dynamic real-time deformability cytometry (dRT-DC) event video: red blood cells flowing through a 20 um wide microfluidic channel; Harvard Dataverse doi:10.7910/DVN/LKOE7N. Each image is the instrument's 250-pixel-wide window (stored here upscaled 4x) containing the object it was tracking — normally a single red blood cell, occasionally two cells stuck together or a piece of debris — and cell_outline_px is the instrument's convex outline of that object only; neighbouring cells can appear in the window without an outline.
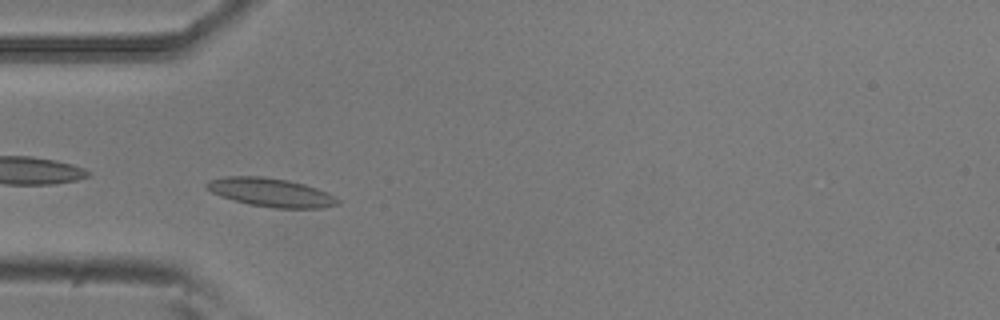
{"species": "common noctule bat (a hibernating species)", "species_latin": "Nyctalus noctula", "temperature_condition": "room temperature", "stored_images_in_passage": 40, "camera_frame_rate_fps": 3000, "um_per_image_px": 0.085, "animal": {"sex": "male", "body_mass_g": 20.5, "forearm_length_mm": 52.5}, "frame": {"image": 1, "passage_image": 2, "time_ms": 0.333, "image_size_px": [1000, 320], "cell_outline_px": [[340, 200], [336, 204], [324, 208], [272, 208], [248, 204], [220, 196], [204, 188], [204, 184], [208, 180], [224, 176], [264, 176], [288, 180], [304, 184], [328, 192], [336, 196]], "centroid_in_image_um": [22.99, 16.35], "position_along_channel_um": 62.0, "area_um2": 22.08}}
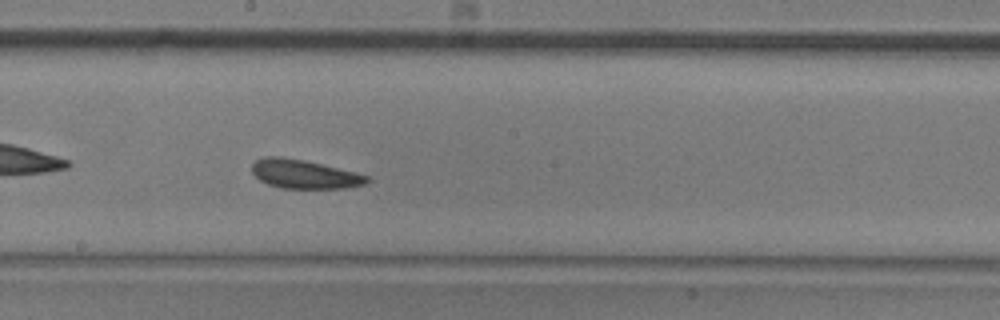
{"frame": {"image": 2, "passage_image": 15, "time_ms": 4.667, "image_size_px": [1000, 320], "cell_outline_px": [[368, 184], [344, 188], [284, 188], [268, 184], [260, 180], [252, 172], [252, 164], [256, 160], [264, 156], [280, 156], [304, 160], [356, 172], [368, 176]], "centroid_in_image_um": [25.86, 14.79], "position_along_channel_um": 222.3, "area_um2": 19.25}}
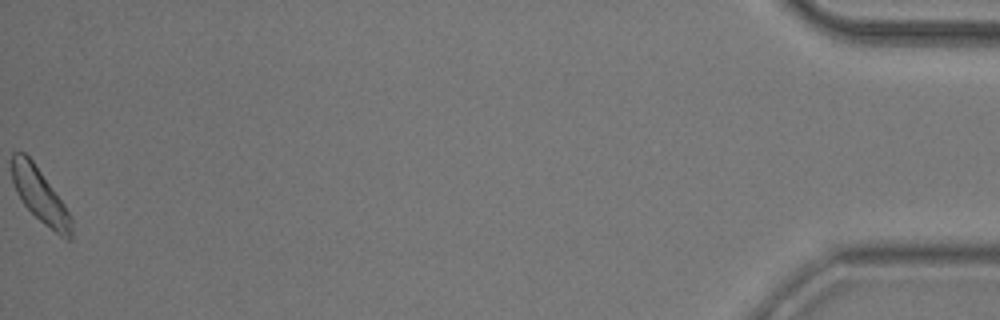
{"frame": {"image": 3, "passage_image": 40, "time_ms": 13.0, "image_size_px": [1000, 320], "cell_outline_px": [[72, 240], [68, 240], [60, 236], [44, 224], [24, 204], [16, 192], [12, 180], [12, 152], [24, 152], [32, 160], [64, 204], [72, 220]], "centroid_in_image_um": [3.4, 16.64], "position_along_channel_um": 431.8, "area_um2": 18.5}, "authors_computed_cell_mechanics": {"area_um2": 19.1318, "velocity_mm_per_s": 3.7219, "shape_relaxation_time_tau1_ms": 3.1701, "shape_relaxation_time_tau2_ms": 9.1533, "deformation_change_tau1": 0.082, "deformation_change_tau2": 0.1868}}